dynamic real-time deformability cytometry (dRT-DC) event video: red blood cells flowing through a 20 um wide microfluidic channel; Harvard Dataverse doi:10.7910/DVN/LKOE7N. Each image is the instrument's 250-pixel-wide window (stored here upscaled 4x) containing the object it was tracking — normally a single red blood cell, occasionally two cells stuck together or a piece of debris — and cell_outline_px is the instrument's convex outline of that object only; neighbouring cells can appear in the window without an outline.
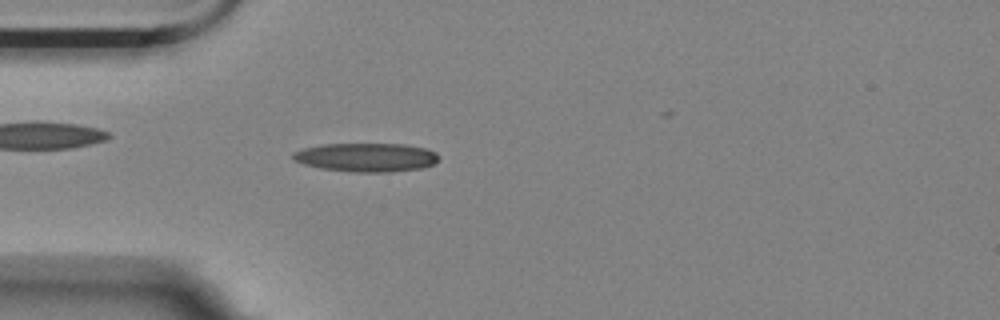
{"species": "Egyptian fruit bat (a non-hibernating species)", "species_latin": "Rousettus aegyptiacus", "temperature_condition": "room temperature", "stored_images_in_passage": 49, "camera_frame_rate_fps": 3000, "um_per_image_px": 0.085, "animal": {"sex": "female"}, "frame": {"image": 1, "passage_image": 15, "time_ms": 4.667, "image_size_px": [1000, 320], "cell_outline_px": [[436, 160], [432, 164], [424, 168], [392, 172], [356, 172], [320, 168], [304, 164], [296, 160], [292, 156], [292, 152], [304, 148], [324, 144], [404, 144], [428, 148], [436, 152]], "centroid_in_image_um": [31.15, 13.37], "position_along_channel_um": 53.8, "area_um2": 24.33}}
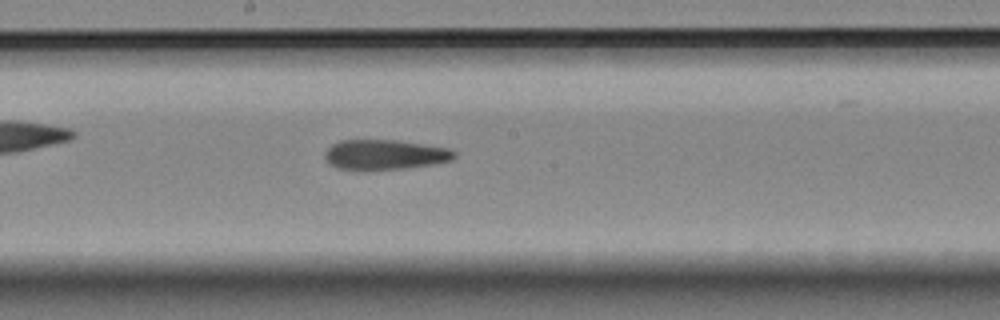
{"frame": {"image": 2, "passage_image": 29, "time_ms": 9.333, "image_size_px": [1000, 320], "cell_outline_px": [[456, 156], [452, 160], [436, 164], [408, 168], [368, 172], [360, 172], [336, 168], [328, 164], [324, 156], [324, 152], [332, 144], [340, 140], [396, 140], [424, 144], [448, 148], [456, 152]], "centroid_in_image_um": [32.67, 13.19], "position_along_channel_um": 215.5, "area_um2": 23.52}}
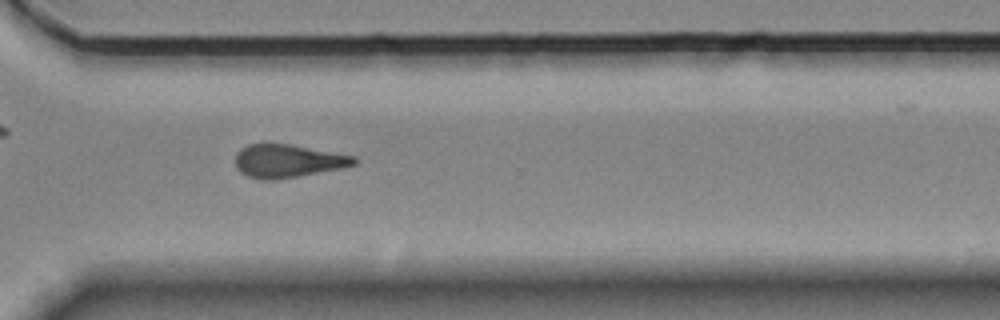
{"frame": {"image": 3, "passage_image": 40, "time_ms": 13.0, "image_size_px": [1000, 320], "cell_outline_px": [[356, 164], [340, 168], [296, 176], [272, 180], [264, 180], [248, 176], [240, 172], [236, 168], [236, 152], [240, 148], [248, 144], [268, 140], [292, 144], [356, 156]], "centroid_in_image_um": [24.4, 13.62], "position_along_channel_um": 346.2, "area_um2": 23.41}, "authors_computed_cell_mechanics": {"area_um2": 23.0622, "velocity_mm_per_s": 3.5718, "shape_relaxation_time_tau1_ms": null, "shape_relaxation_time_tau2_ms": 7.149, "deformation_change_tau1": null, "deformation_change_tau2": 0.1946}}